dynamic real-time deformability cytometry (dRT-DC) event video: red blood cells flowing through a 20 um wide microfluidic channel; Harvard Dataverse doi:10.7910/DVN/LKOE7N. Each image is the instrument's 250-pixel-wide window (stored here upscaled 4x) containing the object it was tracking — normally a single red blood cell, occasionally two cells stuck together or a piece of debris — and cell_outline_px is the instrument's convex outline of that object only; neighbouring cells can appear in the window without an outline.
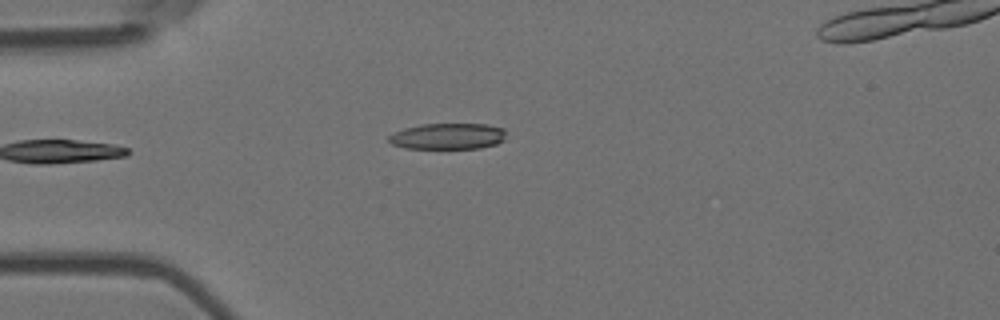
{"species": "Egyptian fruit bat (a non-hibernating species)", "species_latin": "Rousettus aegyptiacus", "temperature_condition": "room temperature", "stored_images_in_passage": 6, "camera_frame_rate_fps": 3000, "um_per_image_px": 0.085, "animal": {"sex": "female"}, "frame": {"image": 1, "passage_image": 3, "time_ms": 0.667, "image_size_px": [1000, 320], "cell_outline_px": [[504, 140], [496, 144], [480, 148], [404, 148], [392, 144], [388, 140], [388, 136], [404, 128], [420, 124], [488, 124], [504, 128]], "centroid_in_image_um": [38.07, 11.57], "position_along_channel_um": 46.9, "area_um2": 17.8}}
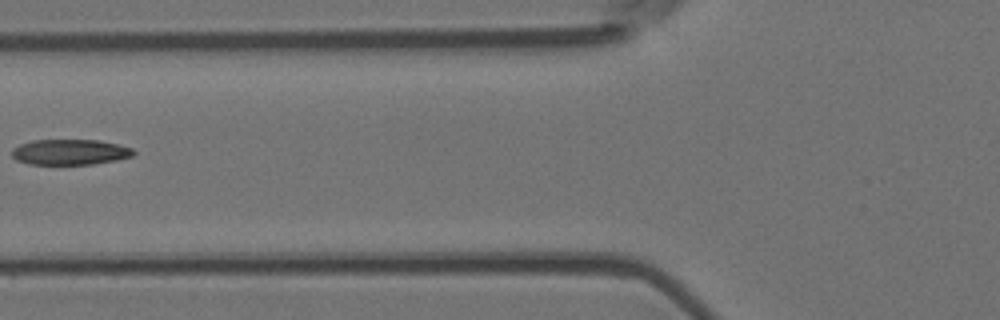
{"frame": {"image": 2, "passage_image": 5, "time_ms": 1.333, "image_size_px": [1000, 320], "cell_outline_px": [[136, 152], [132, 156], [116, 160], [92, 164], [28, 164], [16, 160], [12, 156], [12, 148], [20, 144], [32, 140], [100, 140], [132, 148]], "centroid_in_image_um": [5.93, 12.92], "position_along_channel_um": 119.9, "area_um2": 18.09}}
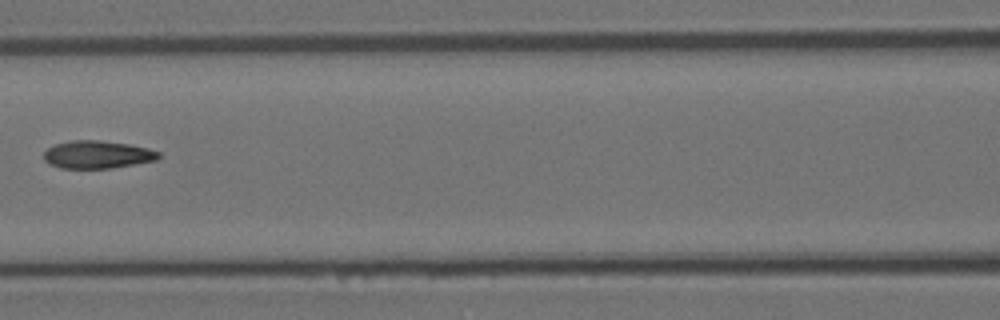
{"frame": {"image": 3, "passage_image": 6, "time_ms": 1.667, "image_size_px": [1000, 320], "cell_outline_px": [[160, 156], [156, 160], [112, 168], [60, 168], [48, 164], [44, 160], [44, 152], [48, 148], [56, 144], [72, 140], [100, 140], [128, 144], [148, 148], [160, 152]], "centroid_in_image_um": [8.26, 13.14], "position_along_channel_um": 158.3, "area_um2": 18.55}}